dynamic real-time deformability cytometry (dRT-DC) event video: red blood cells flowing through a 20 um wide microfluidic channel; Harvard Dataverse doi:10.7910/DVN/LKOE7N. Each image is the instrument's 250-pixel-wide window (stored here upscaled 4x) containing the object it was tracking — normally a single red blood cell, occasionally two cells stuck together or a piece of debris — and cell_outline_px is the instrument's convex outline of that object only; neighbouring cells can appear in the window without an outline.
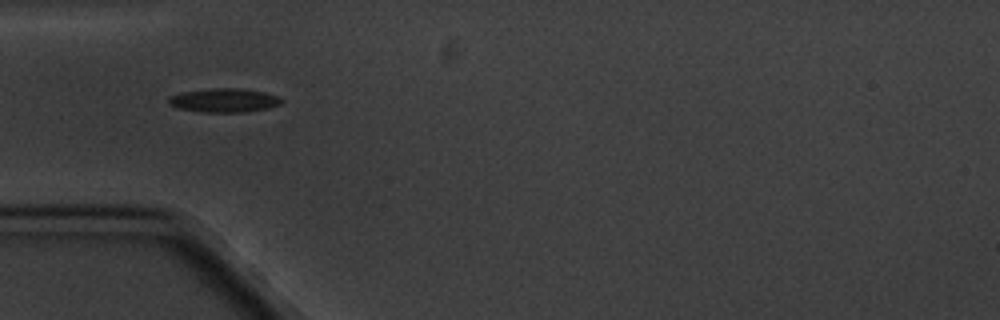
{"species": "common noctule bat (a hibernating species)", "species_latin": "Nyctalus noctula", "temperature_condition": "cold", "stored_images_in_passage": 5, "camera_frame_rate_fps": 3000, "um_per_image_px": 0.085, "animal": {"sex": "male", "body_mass_g": 20.1, "forearm_length_mm": 53.5}, "frame": {"image": 1, "passage_image": 2, "time_ms": 1.333, "image_size_px": [1000, 320], "cell_outline_px": [[284, 100], [280, 104], [268, 108], [244, 112], [200, 112], [180, 108], [168, 104], [168, 100], [172, 96], [180, 92], [212, 88], [240, 88], [264, 92], [280, 96]], "centroid_in_image_um": [19.08, 8.52], "position_along_channel_um": 65.9, "area_um2": 15.72}}